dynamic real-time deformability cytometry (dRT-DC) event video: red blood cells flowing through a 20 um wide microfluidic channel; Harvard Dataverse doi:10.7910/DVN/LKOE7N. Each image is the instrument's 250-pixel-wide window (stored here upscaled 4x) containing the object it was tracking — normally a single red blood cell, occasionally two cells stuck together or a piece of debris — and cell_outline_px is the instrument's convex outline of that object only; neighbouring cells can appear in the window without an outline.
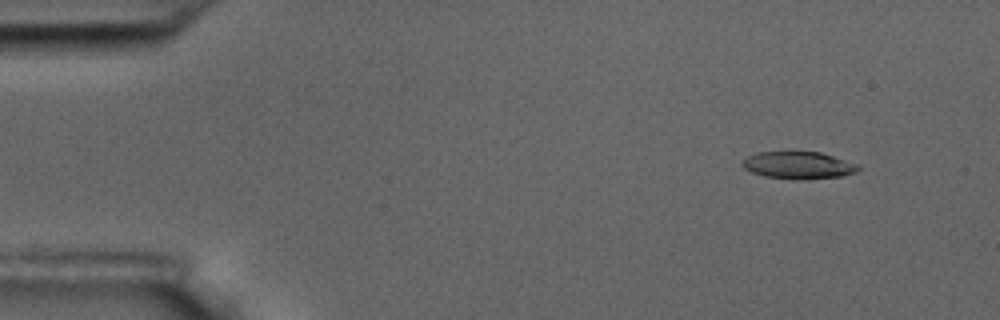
{"species": "common noctule bat (a hibernating species)", "species_latin": "Nyctalus noctula", "temperature_condition": "room temperature", "stored_images_in_passage": 4, "camera_frame_rate_fps": 3000, "um_per_image_px": 0.085, "animal": {"sex": "male", "body_mass_g": 17.5, "forearm_length_mm": 52.3}, "frame": {"image": 1, "passage_image": 1, "time_ms": 0.0, "image_size_px": [1000, 320], "cell_outline_px": [[860, 168], [856, 172], [840, 176], [800, 180], [796, 180], [764, 176], [752, 172], [744, 168], [740, 164], [748, 156], [760, 152], [820, 152], [856, 164]], "centroid_in_image_um": [67.83, 14.05], "position_along_channel_um": 17.2, "area_um2": 18.15}}
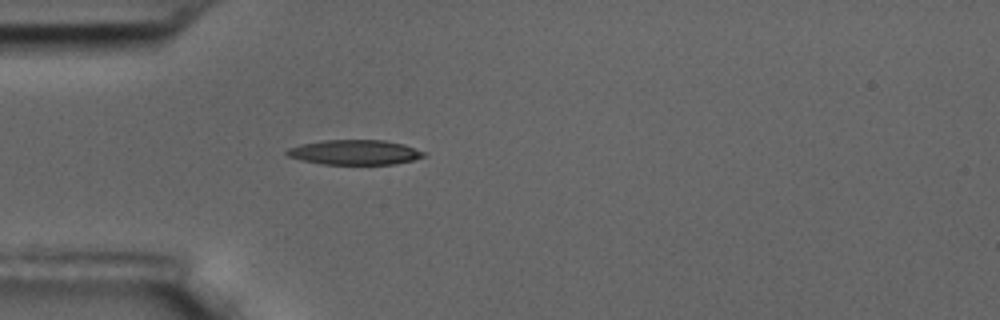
{"frame": {"image": 2, "passage_image": 4, "time_ms": 1.0, "image_size_px": [1000, 320], "cell_outline_px": [[424, 156], [412, 160], [396, 164], [320, 164], [300, 160], [288, 156], [284, 152], [288, 148], [300, 144], [324, 140], [384, 140], [404, 144], [424, 152]], "centroid_in_image_um": [30.1, 12.94], "position_along_channel_um": 54.9, "area_um2": 19.83}}